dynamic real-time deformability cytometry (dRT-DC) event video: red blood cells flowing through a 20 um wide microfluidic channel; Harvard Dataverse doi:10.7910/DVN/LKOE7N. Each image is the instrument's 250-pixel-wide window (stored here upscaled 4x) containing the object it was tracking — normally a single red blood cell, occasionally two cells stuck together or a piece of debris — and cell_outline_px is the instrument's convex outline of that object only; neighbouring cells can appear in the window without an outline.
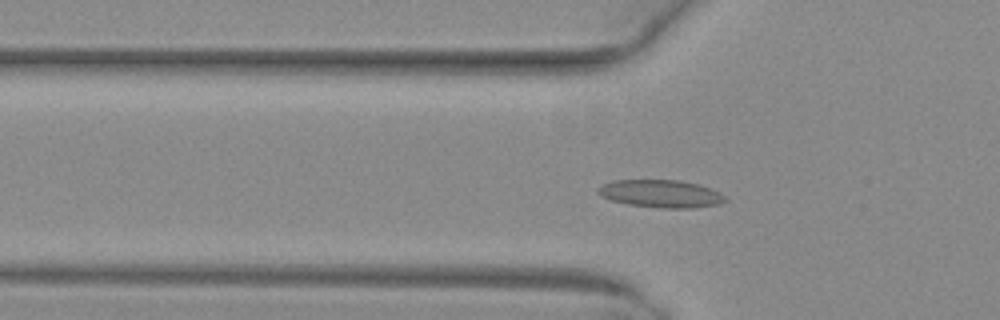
{"species": "common noctule bat (a hibernating species)", "species_latin": "Nyctalus noctula", "temperature_condition": "warm", "stored_images_in_passage": 44, "camera_frame_rate_fps": 3000, "um_per_image_px": 0.085, "animal": {"sex": "female", "body_mass_g": 29.2, "forearm_length_mm": 56.3}, "frame": {"image": 1, "passage_image": 9, "time_ms": 2.667, "image_size_px": [1000, 320], "cell_outline_px": [[728, 200], [720, 204], [696, 208], [656, 208], [628, 204], [612, 200], [600, 196], [596, 192], [596, 188], [604, 184], [616, 180], [680, 180], [700, 184], [720, 192], [728, 196]], "centroid_in_image_um": [56.23, 16.47], "position_along_channel_um": 69.6, "area_um2": 20.87}}
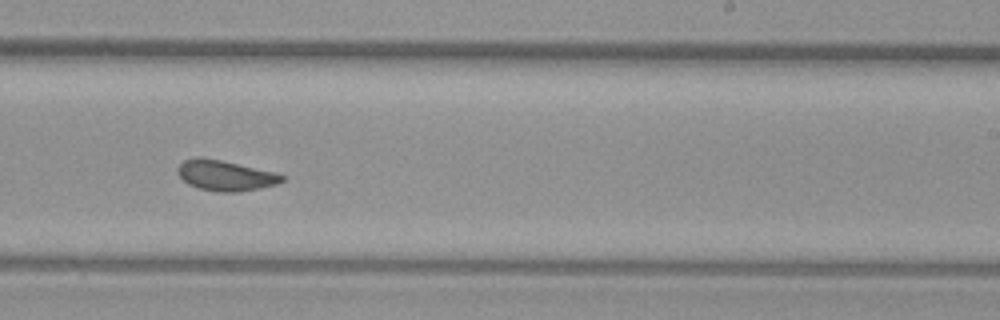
{"frame": {"image": 2, "passage_image": 24, "time_ms": 7.667, "image_size_px": [1000, 320], "cell_outline_px": [[284, 180], [276, 184], [260, 188], [240, 192], [216, 192], [200, 188], [188, 184], [176, 172], [176, 168], [184, 160], [196, 156], [200, 156], [220, 160], [276, 172], [284, 176]], "centroid_in_image_um": [19.13, 14.91], "position_along_channel_um": 269.9, "area_um2": 18.55}}
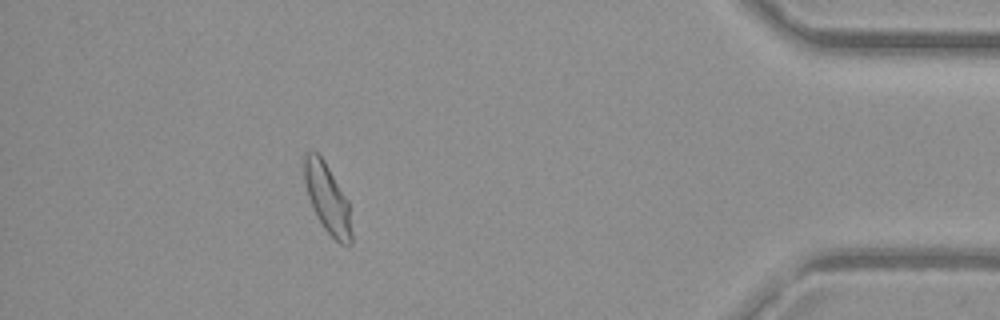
{"frame": {"image": 3, "passage_image": 38, "time_ms": 12.333, "image_size_px": [1000, 320], "cell_outline_px": [[352, 244], [340, 244], [324, 228], [316, 216], [312, 208], [308, 196], [304, 180], [304, 156], [308, 152], [316, 152], [324, 160], [348, 200], [352, 232]], "centroid_in_image_um": [27.83, 16.89], "position_along_channel_um": 407.4, "area_um2": 18.96}, "authors_computed_cell_mechanics": {"area_um2": 18.8717, "velocity_mm_per_s": 4.0087, "shape_relaxation_time_tau1_ms": 4.6388, "shape_relaxation_time_tau2_ms": 1.315, "deformation_change_tau1": 0.127, "deformation_change_tau2": 0.0847}}